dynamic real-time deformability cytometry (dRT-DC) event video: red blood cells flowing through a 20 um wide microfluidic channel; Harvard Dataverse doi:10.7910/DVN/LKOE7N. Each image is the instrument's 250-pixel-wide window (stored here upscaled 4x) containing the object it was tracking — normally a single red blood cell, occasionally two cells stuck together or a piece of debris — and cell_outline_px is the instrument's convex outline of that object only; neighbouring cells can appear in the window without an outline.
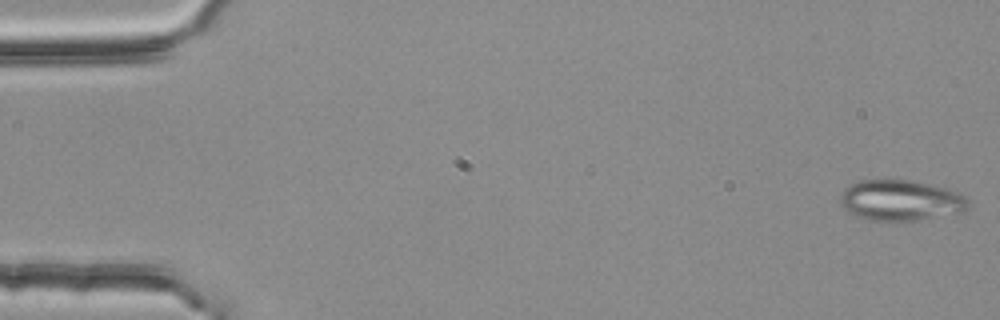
{"species": "common noctule bat (a hibernating species)", "species_latin": "Nyctalus noctula", "temperature_condition": "room temperature", "stored_images_in_passage": 54, "camera_frame_rate_fps": 3000, "um_per_image_px": 0.085, "animal": {"sex": "female", "body_mass_g": 25.1}, "frame": {"image": 1, "passage_image": 1, "time_ms": 0.0, "image_size_px": [1000, 320], "cell_outline_px": [[968, 204], [960, 212], [916, 220], [872, 220], [856, 216], [848, 212], [840, 204], [840, 196], [844, 188], [860, 180], [884, 176], [912, 180], [948, 188], [960, 192], [968, 200]], "centroid_in_image_um": [76.5, 16.97], "position_along_channel_um": 8.5, "area_um2": 30.87}}
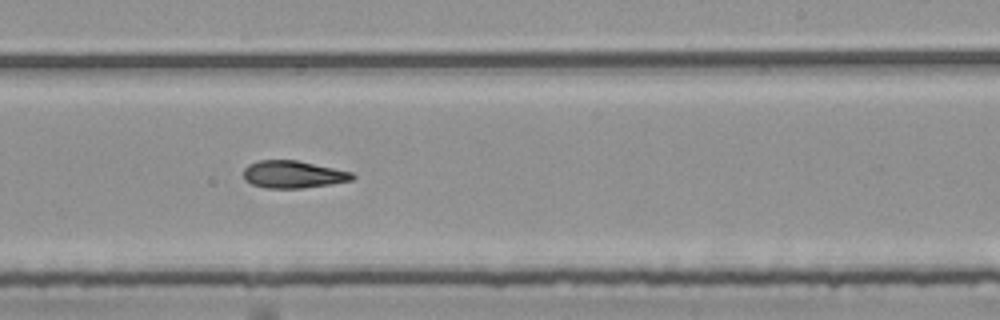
{"frame": {"image": 2, "passage_image": 33, "time_ms": 10.667, "image_size_px": [1000, 320], "cell_outline_px": [[356, 176], [352, 180], [332, 184], [304, 188], [264, 188], [252, 184], [244, 180], [244, 168], [248, 164], [260, 160], [296, 160], [352, 172]], "centroid_in_image_um": [24.91, 14.83], "position_along_channel_um": 264.1, "area_um2": 17.4}}
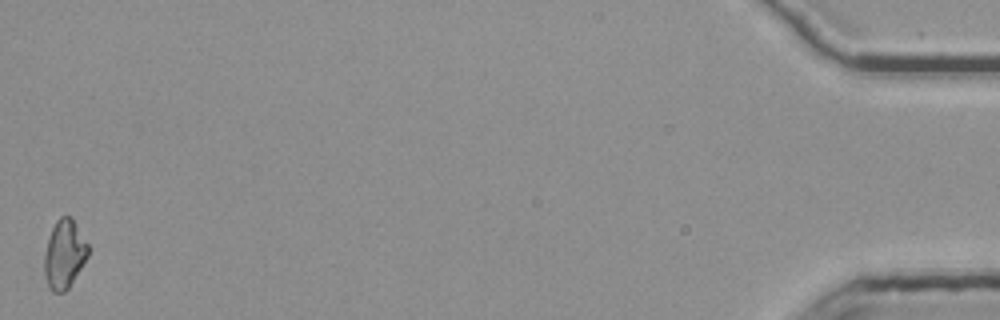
{"frame": {"image": 3, "passage_image": 54, "time_ms": 17.667, "image_size_px": [1000, 320], "cell_outline_px": [[88, 256], [68, 288], [64, 292], [52, 292], [48, 288], [44, 272], [44, 256], [48, 240], [52, 228], [56, 220], [60, 216], [68, 216], [72, 220], [88, 244]], "centroid_in_image_um": [5.44, 21.64], "position_along_channel_um": 429.8, "area_um2": 17.17}}